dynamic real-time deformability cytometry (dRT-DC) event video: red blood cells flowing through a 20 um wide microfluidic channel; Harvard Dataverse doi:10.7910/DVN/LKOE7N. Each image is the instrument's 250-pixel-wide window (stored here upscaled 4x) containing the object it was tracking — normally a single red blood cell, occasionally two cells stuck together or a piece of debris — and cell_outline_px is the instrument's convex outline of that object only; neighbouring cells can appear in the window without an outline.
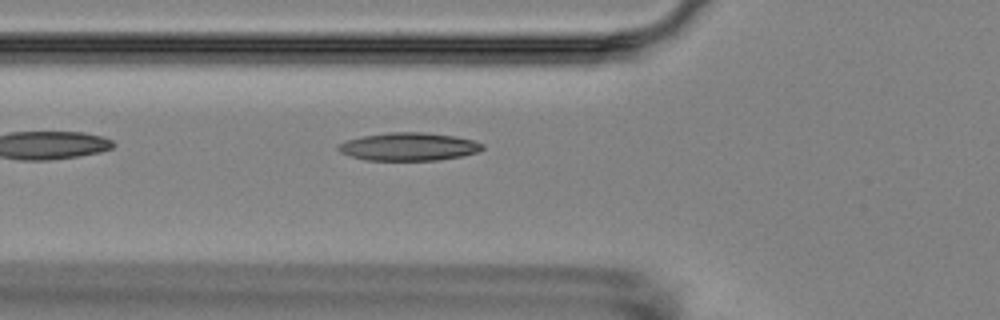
{"species": "Egyptian fruit bat (a non-hibernating species)", "species_latin": "Rousettus aegyptiacus", "temperature_condition": "room temperature", "stored_images_in_passage": 5, "camera_frame_rate_fps": 3000, "um_per_image_px": 0.085, "animal": {"sex": "female"}, "frame": {"image": 1, "passage_image": 5, "time_ms": 5.0, "image_size_px": [1000, 320], "cell_outline_px": [[484, 148], [480, 152], [460, 156], [436, 160], [368, 160], [352, 156], [340, 152], [336, 148], [336, 144], [348, 140], [364, 136], [388, 132], [424, 132], [456, 136], [472, 140], [484, 144]], "centroid_in_image_um": [34.76, 12.46], "position_along_channel_um": 91.0, "area_um2": 23.47}}